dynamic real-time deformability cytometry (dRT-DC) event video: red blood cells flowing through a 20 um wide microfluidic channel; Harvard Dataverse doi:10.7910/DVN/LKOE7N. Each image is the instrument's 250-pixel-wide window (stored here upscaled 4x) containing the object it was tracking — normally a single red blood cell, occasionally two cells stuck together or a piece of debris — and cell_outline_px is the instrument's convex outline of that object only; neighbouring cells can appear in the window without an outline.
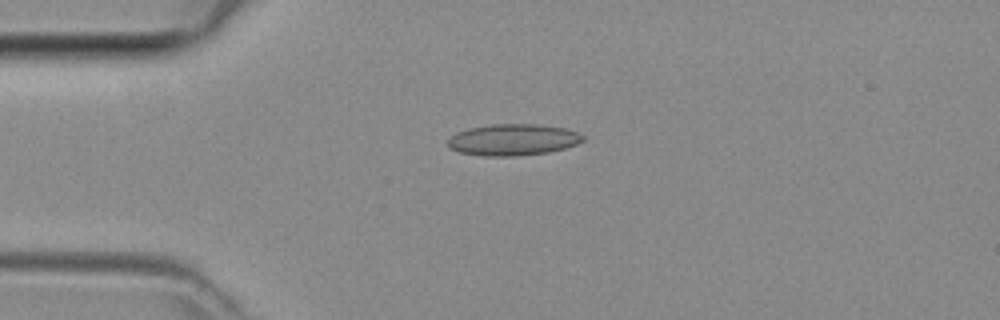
{"species": "common noctule bat (a hibernating species)", "species_latin": "Nyctalus noctula", "temperature_condition": "room temperature", "stored_images_in_passage": 17, "camera_frame_rate_fps": 3000, "um_per_image_px": 0.085, "animal": {"sex": "female", "body_mass_g": 29.2, "forearm_length_mm": 56.3}, "frame": {"image": 1, "passage_image": 1, "time_ms": 0.0, "image_size_px": [1000, 320], "cell_outline_px": [[584, 140], [576, 144], [564, 148], [548, 152], [516, 156], [484, 156], [460, 152], [448, 148], [448, 140], [456, 132], [468, 128], [492, 124], [536, 124], [564, 128], [576, 132], [584, 136]], "centroid_in_image_um": [43.58, 11.88], "position_along_channel_um": 41.4, "area_um2": 24.68}}
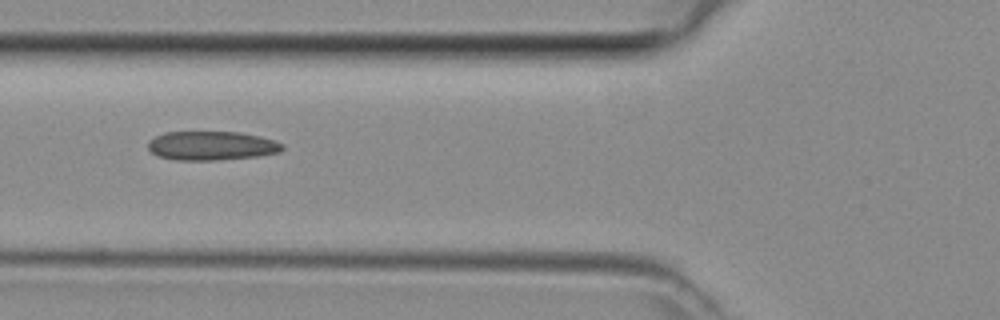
{"frame": {"image": 2, "passage_image": 7, "time_ms": 2.0, "image_size_px": [1000, 320], "cell_outline_px": [[284, 148], [280, 152], [260, 156], [216, 160], [176, 160], [160, 156], [152, 152], [148, 148], [148, 140], [164, 132], [240, 132], [272, 140], [284, 144]], "centroid_in_image_um": [17.98, 12.39], "position_along_channel_um": 107.8, "area_um2": 22.6}}
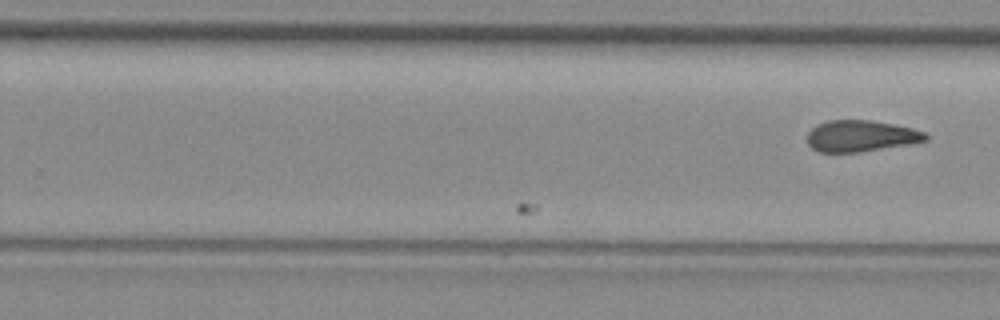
{"frame": {"image": 3, "passage_image": 17, "time_ms": 5.333, "image_size_px": [1000, 320], "cell_outline_px": [[928, 140], [860, 152], [820, 152], [812, 148], [808, 144], [808, 132], [812, 128], [828, 120], [872, 120], [896, 124], [912, 128], [924, 132], [928, 136]], "centroid_in_image_um": [73.17, 11.55], "position_along_channel_um": 256.6, "area_um2": 21.44}}